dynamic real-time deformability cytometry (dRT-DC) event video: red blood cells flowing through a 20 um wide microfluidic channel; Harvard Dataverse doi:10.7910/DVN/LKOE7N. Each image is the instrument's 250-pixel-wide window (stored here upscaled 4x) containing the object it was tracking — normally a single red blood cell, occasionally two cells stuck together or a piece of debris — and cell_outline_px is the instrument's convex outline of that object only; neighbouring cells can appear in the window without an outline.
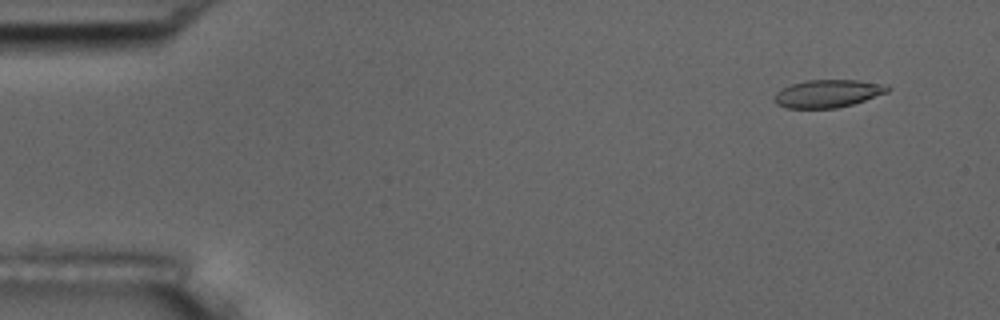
{"species": "common noctule bat (a hibernating species)", "species_latin": "Nyctalus noctula", "temperature_condition": "room temperature", "stored_images_in_passage": 5, "camera_frame_rate_fps": 3000, "um_per_image_px": 0.085, "animal": {"sex": "male", "body_mass_g": 17.5, "forearm_length_mm": 52.3}, "frame": {"image": 1, "passage_image": 1, "time_ms": 0.0, "image_size_px": [1000, 320], "cell_outline_px": [[892, 88], [888, 92], [852, 104], [836, 108], [788, 108], [776, 104], [772, 100], [772, 96], [776, 92], [792, 84], [808, 80], [856, 80], [888, 84]], "centroid_in_image_um": [70.37, 7.95], "position_along_channel_um": 14.6, "area_um2": 18.38}}